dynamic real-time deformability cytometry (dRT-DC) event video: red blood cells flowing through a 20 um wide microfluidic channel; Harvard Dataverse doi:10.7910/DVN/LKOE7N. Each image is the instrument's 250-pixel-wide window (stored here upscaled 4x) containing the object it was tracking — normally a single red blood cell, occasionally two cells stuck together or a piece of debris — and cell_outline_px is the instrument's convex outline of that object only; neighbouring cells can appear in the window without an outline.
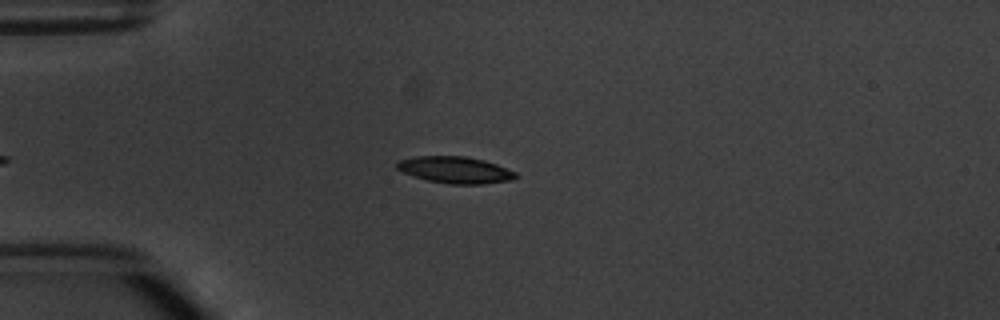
{"species": "common noctule bat (a hibernating species)", "species_latin": "Nyctalus noctula", "temperature_condition": "warm", "stored_images_in_passage": 4, "camera_frame_rate_fps": 3000, "um_per_image_px": 0.085, "animal": {"sex": "male", "body_mass_g": 20.1, "forearm_length_mm": 53.5}, "frame": {"image": 1, "passage_image": 1, "time_ms": 0.0, "image_size_px": [1000, 320], "cell_outline_px": [[516, 176], [512, 180], [480, 184], [448, 184], [428, 180], [404, 172], [396, 168], [396, 164], [400, 160], [416, 156], [464, 156], [484, 160], [496, 164], [516, 172]], "centroid_in_image_um": [38.7, 14.44], "position_along_channel_um": 46.3, "area_um2": 18.21}}
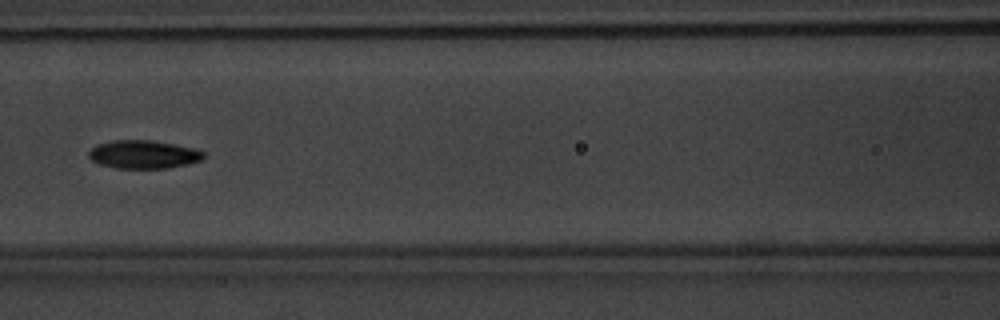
{"frame": {"image": 2, "passage_image": 4, "time_ms": 3.333, "image_size_px": [1000, 320], "cell_outline_px": [[204, 156], [200, 160], [188, 164], [168, 168], [116, 168], [100, 164], [92, 160], [88, 156], [88, 152], [96, 144], [112, 140], [148, 140], [196, 148], [204, 152]], "centroid_in_image_um": [12.18, 13.12], "position_along_channel_um": 154.4, "area_um2": 18.84}}